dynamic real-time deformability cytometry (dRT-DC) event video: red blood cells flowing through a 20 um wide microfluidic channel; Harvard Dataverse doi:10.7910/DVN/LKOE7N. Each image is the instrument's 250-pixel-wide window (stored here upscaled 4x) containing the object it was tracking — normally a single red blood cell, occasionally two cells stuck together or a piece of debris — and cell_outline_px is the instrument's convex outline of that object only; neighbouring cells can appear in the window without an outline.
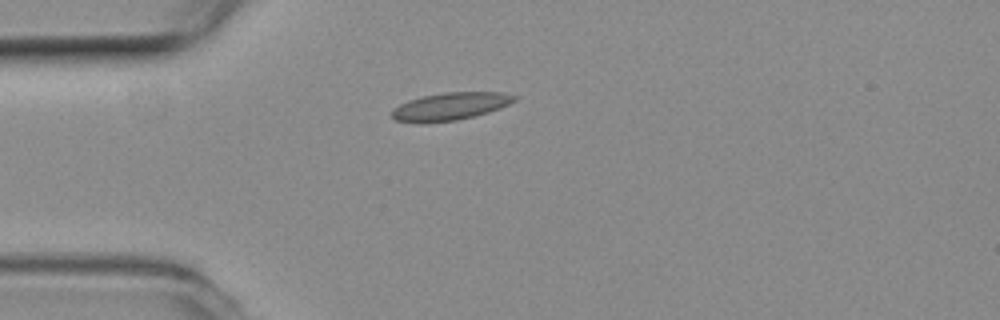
{"species": "common noctule bat (a hibernating species)", "species_latin": "Nyctalus noctula", "temperature_condition": "room temperature", "stored_images_in_passage": 36, "camera_frame_rate_fps": 3000, "um_per_image_px": 0.085, "animal": {"sex": "female", "body_mass_g": 19.3, "forearm_length_mm": 54.1}, "frame": {"image": 1, "passage_image": 1, "time_ms": 0.0, "image_size_px": [1000, 320], "cell_outline_px": [[516, 100], [500, 108], [488, 112], [456, 120], [396, 120], [392, 116], [392, 112], [400, 104], [408, 100], [424, 96], [444, 92], [500, 92], [516, 96]], "centroid_in_image_um": [38.36, 8.99], "position_along_channel_um": 46.6, "area_um2": 18.67}}
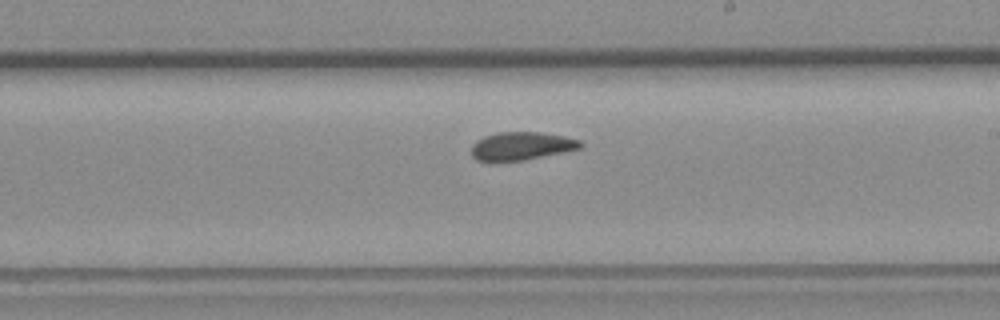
{"frame": {"image": 2, "passage_image": 18, "time_ms": 5.667, "image_size_px": [1000, 320], "cell_outline_px": [[584, 144], [580, 148], [524, 160], [476, 160], [472, 156], [472, 144], [476, 140], [484, 136], [496, 132], [540, 132], [564, 136], [580, 140]], "centroid_in_image_um": [44.32, 12.39], "position_along_channel_um": 244.7, "area_um2": 17.63}}
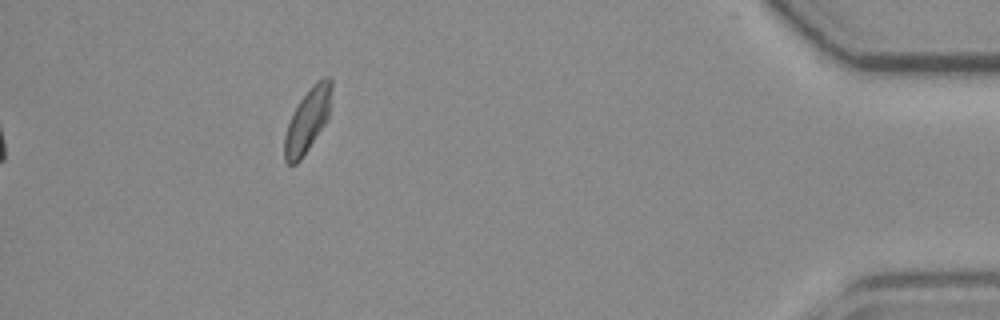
{"frame": {"image": 3, "passage_image": 36, "time_ms": 11.667, "image_size_px": [1000, 320], "cell_outline_px": [[332, 88], [328, 116], [324, 124], [300, 160], [296, 164], [288, 164], [284, 160], [284, 136], [288, 124], [300, 100], [312, 84], [324, 76], [328, 76], [332, 80]], "centroid_in_image_um": [26.14, 10.2], "position_along_channel_um": 409.1, "area_um2": 17.05}, "authors_computed_cell_mechanics": {"area_um2": 18.2937, "velocity_mm_per_s": 3.7592, "shape_relaxation_time_tau1_ms": null, "shape_relaxation_time_tau2_ms": 6.3566, "deformation_change_tau1": null, "deformation_change_tau2": 0.0758}}